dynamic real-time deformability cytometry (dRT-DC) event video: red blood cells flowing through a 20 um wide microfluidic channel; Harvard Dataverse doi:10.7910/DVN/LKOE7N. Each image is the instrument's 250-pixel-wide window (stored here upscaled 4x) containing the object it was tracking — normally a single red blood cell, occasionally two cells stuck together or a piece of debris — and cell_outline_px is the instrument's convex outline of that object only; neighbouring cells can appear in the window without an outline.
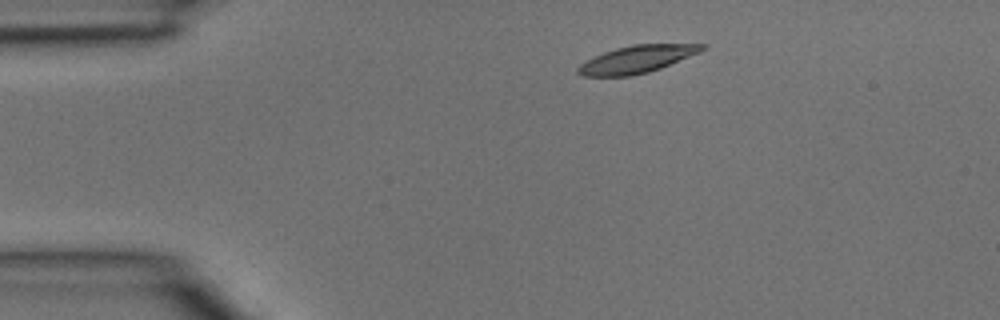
{"species": "common noctule bat (a hibernating species)", "species_latin": "Nyctalus noctula", "temperature_condition": "room temperature", "stored_images_in_passage": 3, "camera_frame_rate_fps": 3000, "um_per_image_px": 0.085, "animal": {"sex": "male", "body_mass_g": 15.6}, "frame": {"image": 1, "passage_image": 2, "time_ms": 0.333, "image_size_px": [1000, 320], "cell_outline_px": [[708, 48], [700, 52], [660, 68], [648, 72], [632, 76], [580, 76], [576, 72], [576, 68], [580, 64], [604, 52], [616, 48], [632, 44], [708, 44]], "centroid_in_image_um": [54.14, 5.03], "position_along_channel_um": 30.9, "area_um2": 19.77}}
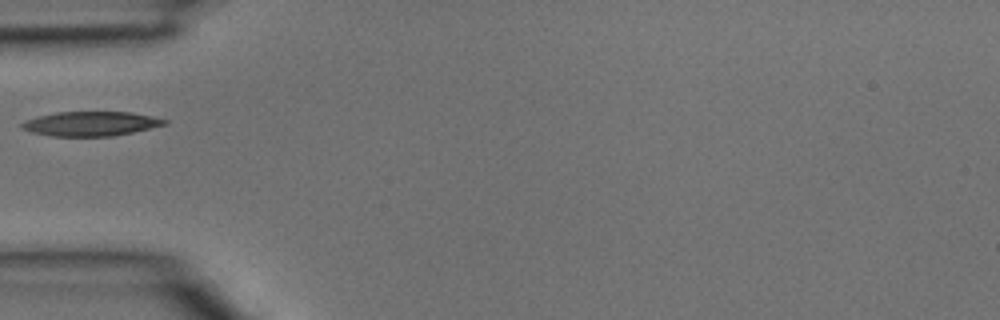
{"frame": {"image": 2, "passage_image": 3, "time_ms": 0.667, "image_size_px": [1000, 320], "cell_outline_px": [[168, 124], [132, 132], [112, 136], [52, 136], [32, 132], [20, 128], [20, 124], [24, 120], [36, 116], [56, 112], [128, 112], [152, 116], [168, 120]], "centroid_in_image_um": [7.68, 10.51], "position_along_channel_um": 77.3, "area_um2": 20.35}}